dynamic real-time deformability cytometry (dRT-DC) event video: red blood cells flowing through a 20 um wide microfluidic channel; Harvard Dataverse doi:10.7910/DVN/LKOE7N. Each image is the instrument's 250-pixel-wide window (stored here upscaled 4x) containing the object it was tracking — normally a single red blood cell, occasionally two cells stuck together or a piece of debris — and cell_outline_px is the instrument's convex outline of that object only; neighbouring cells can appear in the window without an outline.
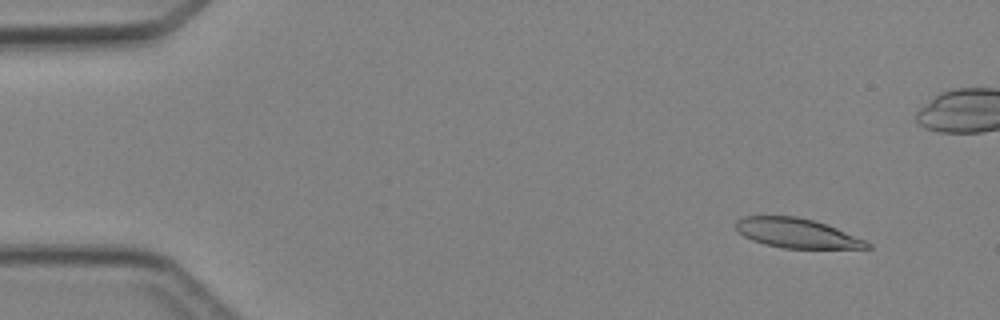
{"species": "Egyptian fruit bat (a non-hibernating species)", "species_latin": "Rousettus aegyptiacus", "temperature_condition": "cold", "stored_images_in_passage": 47, "camera_frame_rate_fps": 3000, "um_per_image_px": 0.085, "animal": {"sex": "female"}, "frame": {"image": 1, "passage_image": 4, "time_ms": 1.0, "image_size_px": [1000, 320], "cell_outline_px": [[872, 248], [784, 248], [764, 244], [752, 240], [744, 236], [736, 228], [736, 220], [744, 216], [796, 216], [812, 220], [836, 228], [864, 240], [872, 244]], "centroid_in_image_um": [67.7, 19.82], "position_along_channel_um": 17.3, "area_um2": 22.25}}
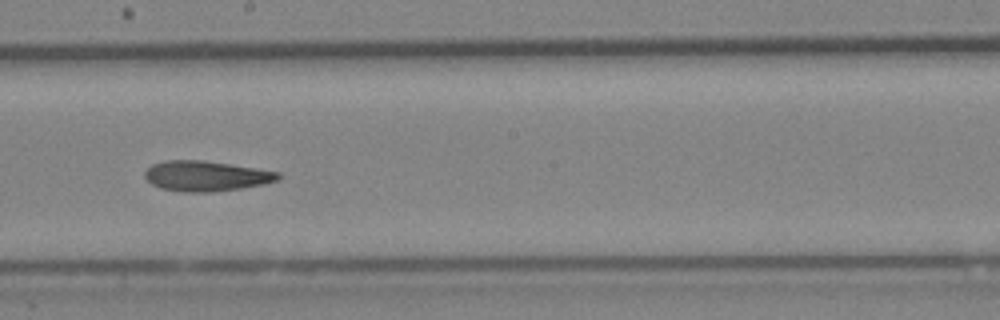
{"frame": {"image": 2, "passage_image": 26, "time_ms": 8.333, "image_size_px": [1000, 320], "cell_outline_px": [[280, 176], [276, 180], [264, 184], [240, 188], [212, 192], [184, 192], [160, 188], [152, 184], [144, 176], [144, 172], [152, 164], [164, 160], [200, 160], [256, 168], [280, 172]], "centroid_in_image_um": [17.48, 14.96], "position_along_channel_um": 230.7, "area_um2": 23.35}}
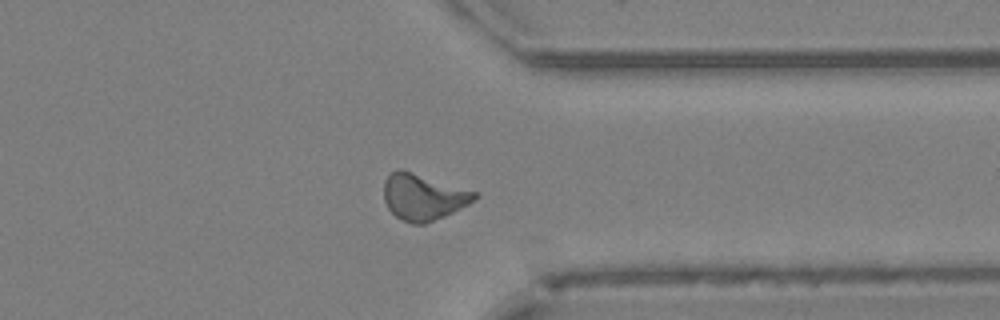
{"frame": {"image": 3, "passage_image": 36, "time_ms": 11.667, "image_size_px": [1000, 320], "cell_outline_px": [[480, 196], [468, 204], [444, 216], [424, 224], [412, 224], [396, 216], [388, 208], [384, 200], [384, 180], [396, 168], [404, 168], [476, 192]], "centroid_in_image_um": [35.95, 16.71], "position_along_channel_um": 375.4, "area_um2": 24.51}}